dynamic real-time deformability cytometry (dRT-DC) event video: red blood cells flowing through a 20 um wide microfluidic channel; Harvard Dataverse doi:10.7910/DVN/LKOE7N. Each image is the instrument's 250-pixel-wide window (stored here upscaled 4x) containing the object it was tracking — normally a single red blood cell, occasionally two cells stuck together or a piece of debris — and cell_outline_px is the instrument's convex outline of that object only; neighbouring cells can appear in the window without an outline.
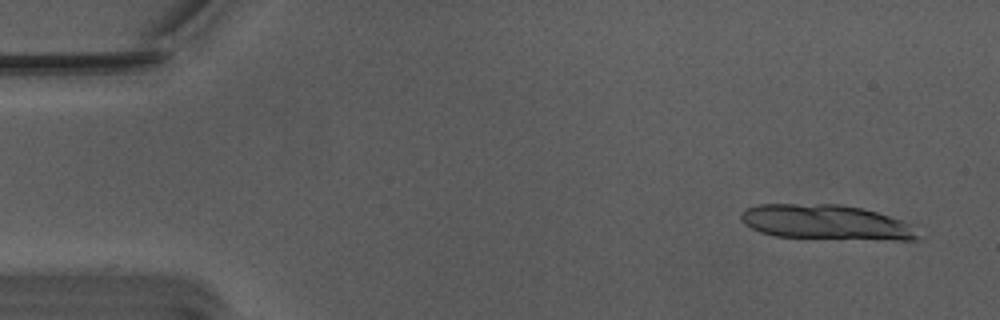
{"species": "Egyptian fruit bat (a non-hibernating species)", "species_latin": "Rousettus aegyptiacus", "temperature_condition": "warm", "stored_images_in_passage": 15, "camera_frame_rate_fps": 3000, "um_per_image_px": 0.085, "animal": {"sex": "male"}, "frame": {"image": 1, "passage_image": 3, "time_ms": 0.667, "image_size_px": [1000, 320], "cell_outline_px": [[920, 236], [916, 240], [896, 240], [776, 236], [760, 232], [752, 228], [740, 216], [740, 212], [748, 208], [760, 204], [840, 204], [860, 208], [876, 212], [916, 224]], "centroid_in_image_um": [70.32, 18.89], "position_along_channel_um": 14.7, "area_um2": 35.89}}